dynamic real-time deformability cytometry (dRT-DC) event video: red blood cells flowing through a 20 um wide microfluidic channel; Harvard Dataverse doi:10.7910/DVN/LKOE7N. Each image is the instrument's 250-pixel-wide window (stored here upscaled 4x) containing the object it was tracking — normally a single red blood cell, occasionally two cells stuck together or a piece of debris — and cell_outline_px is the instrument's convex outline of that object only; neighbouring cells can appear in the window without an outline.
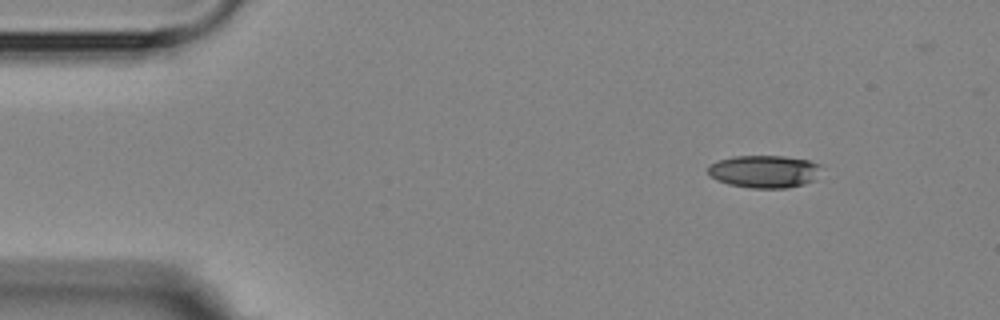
{"species": "Egyptian fruit bat (a non-hibernating species)", "species_latin": "Rousettus aegyptiacus", "temperature_condition": "room temperature", "stored_images_in_passage": 6, "camera_frame_rate_fps": 3000, "um_per_image_px": 0.085, "animal": {"sex": "female"}, "frame": {"image": 1, "passage_image": 1, "time_ms": 0.0, "image_size_px": [1000, 320], "cell_outline_px": [[820, 164], [812, 180], [804, 184], [788, 188], [752, 188], [728, 184], [716, 180], [708, 172], [708, 164], [732, 156], [784, 156], [808, 160]], "centroid_in_image_um": [64.9, 14.57], "position_along_channel_um": 20.1, "area_um2": 21.27}}
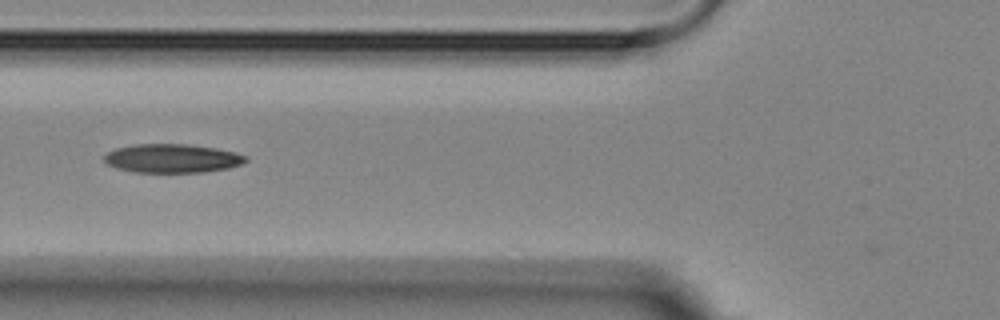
{"frame": {"image": 2, "passage_image": 5, "time_ms": 4.667, "image_size_px": [1000, 320], "cell_outline_px": [[248, 160], [240, 164], [228, 168], [204, 172], [136, 172], [116, 168], [108, 164], [104, 160], [104, 156], [108, 152], [116, 148], [136, 144], [188, 144], [216, 148], [236, 152], [248, 156]], "centroid_in_image_um": [14.66, 13.46], "position_along_channel_um": 111.1, "area_um2": 23.7}}
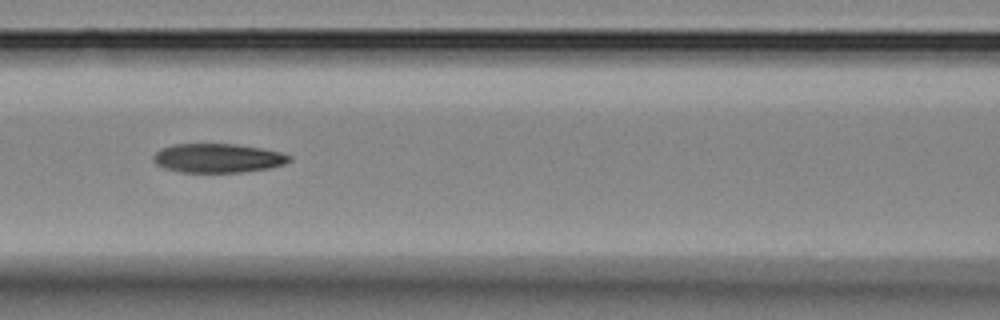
{"frame": {"image": 3, "passage_image": 6, "time_ms": 5.667, "image_size_px": [1000, 320], "cell_outline_px": [[292, 160], [284, 164], [272, 168], [244, 172], [180, 172], [156, 164], [152, 160], [152, 156], [160, 148], [172, 144], [236, 144], [260, 148], [280, 152], [292, 156]], "centroid_in_image_um": [18.53, 13.44], "position_along_channel_um": 148.1, "area_um2": 23.12}}